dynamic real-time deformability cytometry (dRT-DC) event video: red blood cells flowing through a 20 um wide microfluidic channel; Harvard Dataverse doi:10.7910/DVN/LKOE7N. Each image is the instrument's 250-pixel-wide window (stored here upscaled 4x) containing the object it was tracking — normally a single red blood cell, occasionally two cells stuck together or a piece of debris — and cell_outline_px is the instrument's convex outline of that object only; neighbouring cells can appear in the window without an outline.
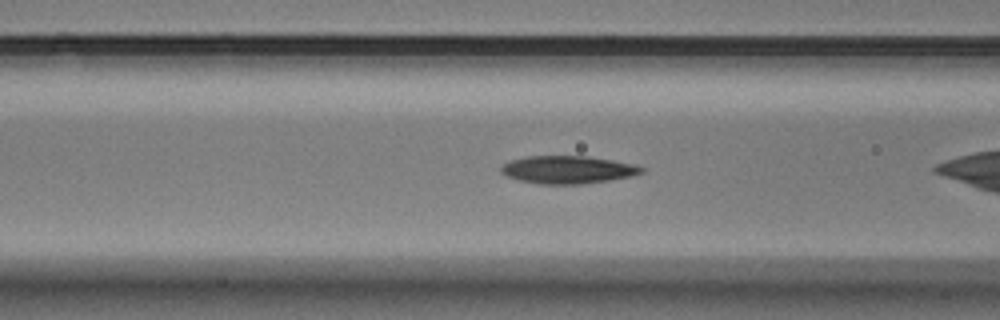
{"species": "Egyptian fruit bat (a non-hibernating species)", "species_latin": "Rousettus aegyptiacus", "temperature_condition": "warm", "stored_images_in_passage": 29, "camera_frame_rate_fps": 3000, "um_per_image_px": 0.085, "animal": {"sex": "male"}, "frame": {"image": 1, "passage_image": 6, "time_ms": 1.667, "image_size_px": [1000, 320], "cell_outline_px": [[644, 172], [632, 176], [608, 180], [580, 184], [540, 184], [520, 180], [508, 176], [500, 172], [500, 168], [508, 160], [528, 156], [588, 156], [636, 164], [644, 168]], "centroid_in_image_um": [48.27, 14.41], "position_along_channel_um": 118.3, "area_um2": 22.72}}
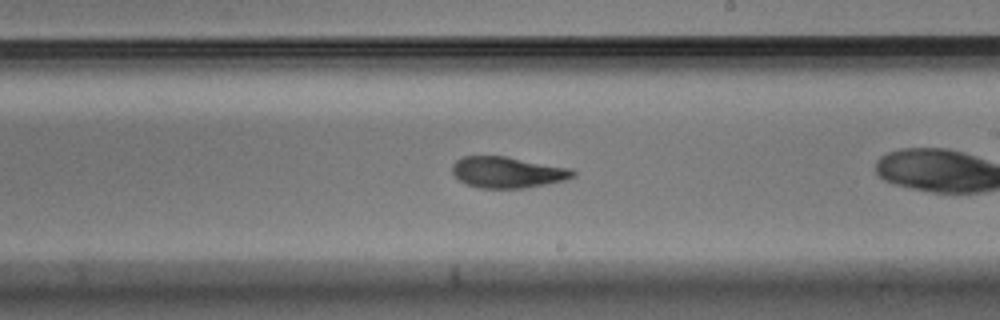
{"frame": {"image": 2, "passage_image": 17, "time_ms": 5.333, "image_size_px": [1000, 320], "cell_outline_px": [[576, 176], [564, 180], [524, 188], [480, 188], [464, 184], [452, 172], [452, 164], [456, 160], [464, 156], [508, 156], [572, 168], [576, 172]], "centroid_in_image_um": [43.15, 14.63], "position_along_channel_um": 245.9, "area_um2": 22.08}}
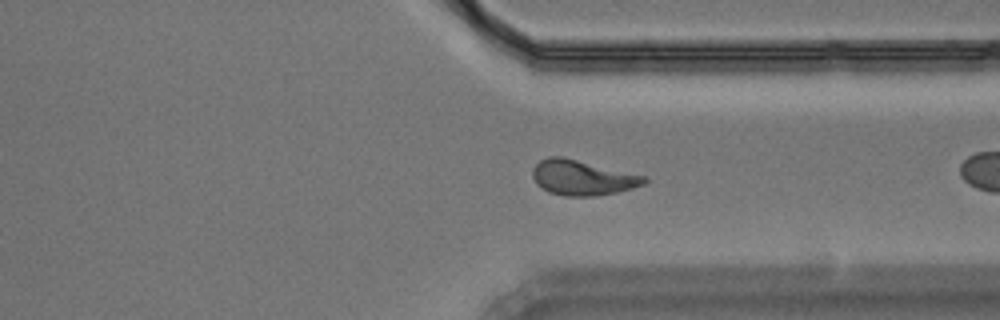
{"frame": {"image": 3, "passage_image": 27, "time_ms": 8.667, "image_size_px": [1000, 320], "cell_outline_px": [[648, 180], [644, 184], [632, 188], [616, 192], [596, 196], [564, 196], [548, 192], [540, 188], [536, 184], [532, 176], [532, 168], [540, 160], [548, 156], [564, 156], [648, 176]], "centroid_in_image_um": [49.49, 15.09], "position_along_channel_um": 361.9, "area_um2": 23.29}}